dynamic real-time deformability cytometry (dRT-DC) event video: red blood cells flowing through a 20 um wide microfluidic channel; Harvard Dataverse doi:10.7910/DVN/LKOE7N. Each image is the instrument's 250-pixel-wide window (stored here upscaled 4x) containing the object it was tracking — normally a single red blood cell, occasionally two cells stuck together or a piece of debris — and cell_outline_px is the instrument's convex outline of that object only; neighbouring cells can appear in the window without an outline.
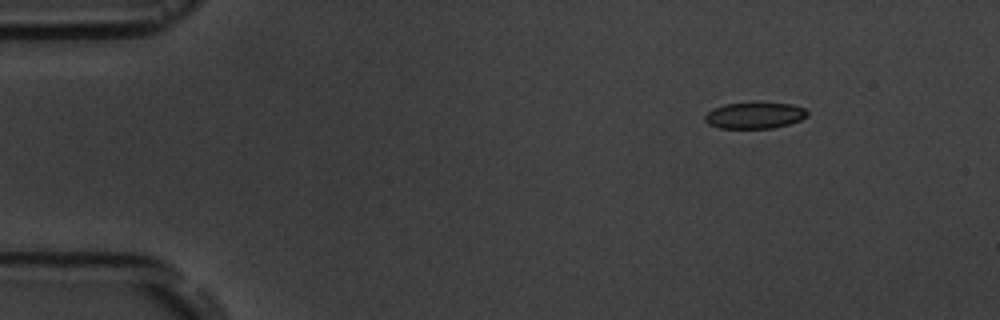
{"species": "common noctule bat (a hibernating species)", "species_latin": "Nyctalus noctula", "temperature_condition": "room temperature", "stored_images_in_passage": 5, "camera_frame_rate_fps": 3000, "um_per_image_px": 0.085, "animal": {"sex": "male", "body_mass_g": 19.5, "forearm_length_mm": 54.6}, "frame": {"image": 1, "passage_image": 1, "time_ms": 0.0, "image_size_px": [1000, 320], "cell_outline_px": [[808, 116], [800, 120], [788, 124], [772, 128], [720, 128], [708, 124], [704, 120], [704, 116], [712, 108], [724, 104], [792, 104], [804, 108], [808, 112]], "centroid_in_image_um": [64.12, 9.83], "position_along_channel_um": 20.9, "area_um2": 15.37}}
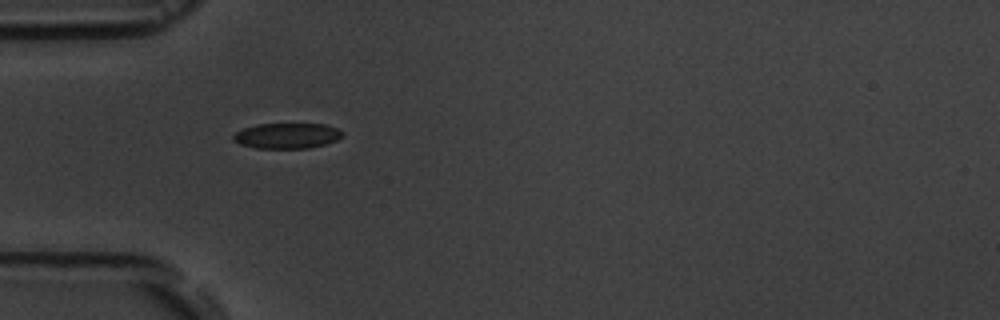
{"frame": {"image": 2, "passage_image": 4, "time_ms": 3.333, "image_size_px": [1000, 320], "cell_outline_px": [[344, 136], [336, 140], [324, 144], [308, 148], [256, 148], [240, 144], [232, 140], [232, 136], [236, 132], [244, 128], [256, 124], [324, 124], [336, 128], [344, 132]], "centroid_in_image_um": [24.39, 11.53], "position_along_channel_um": 60.6, "area_um2": 16.18}}
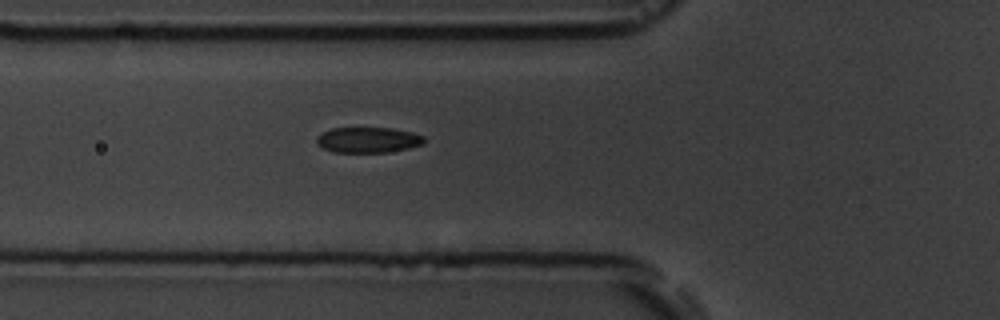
{"frame": {"image": 3, "passage_image": 5, "time_ms": 4.333, "image_size_px": [1000, 320], "cell_outline_px": [[424, 144], [408, 148], [388, 152], [332, 152], [324, 148], [316, 140], [316, 136], [332, 128], [392, 128], [412, 132], [424, 136]], "centroid_in_image_um": [31.31, 11.89], "position_along_channel_um": 94.5, "area_um2": 15.9}}